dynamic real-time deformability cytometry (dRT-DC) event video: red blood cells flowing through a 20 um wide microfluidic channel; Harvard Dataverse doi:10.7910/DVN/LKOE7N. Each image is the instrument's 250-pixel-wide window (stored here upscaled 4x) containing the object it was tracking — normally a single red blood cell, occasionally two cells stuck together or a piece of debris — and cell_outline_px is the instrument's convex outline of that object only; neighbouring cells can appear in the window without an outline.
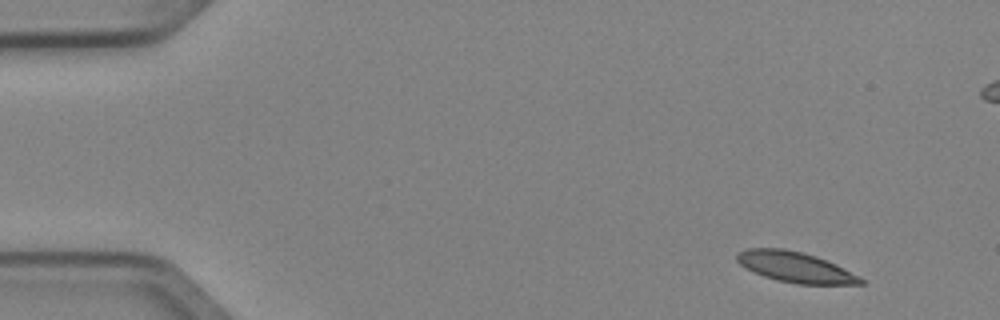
{"species": "Egyptian fruit bat (a non-hibernating species)", "species_latin": "Rousettus aegyptiacus", "temperature_condition": "cold", "stored_images_in_passage": 4, "camera_frame_rate_fps": 3000, "um_per_image_px": 0.085, "animal": {"sex": "female"}, "frame": {"image": 1, "passage_image": 1, "time_ms": 0.0, "image_size_px": [1000, 320], "cell_outline_px": [[864, 284], [796, 284], [776, 280], [764, 276], [740, 264], [736, 260], [736, 252], [748, 248], [784, 248], [804, 252], [816, 256], [836, 264], [860, 276], [864, 280]], "centroid_in_image_um": [67.61, 22.69], "position_along_channel_um": 17.4, "area_um2": 22.02}}